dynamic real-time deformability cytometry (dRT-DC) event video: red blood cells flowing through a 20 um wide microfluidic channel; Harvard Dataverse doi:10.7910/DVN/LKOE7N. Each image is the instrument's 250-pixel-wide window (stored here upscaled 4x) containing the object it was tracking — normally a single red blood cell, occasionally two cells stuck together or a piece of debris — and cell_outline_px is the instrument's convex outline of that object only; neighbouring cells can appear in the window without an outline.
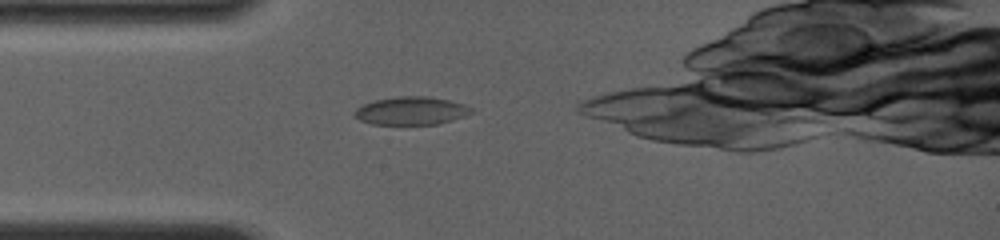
{"species": "common noctule bat (a hibernating species)", "species_latin": "Nyctalus noctula", "temperature_condition": "room temperature", "stored_images_in_passage": 25, "camera_frame_rate_fps": 4000, "um_per_image_px": 0.085, "animal": {"sex": "female", "body_mass_g": 19.0, "forearm_length_mm": 56.7}, "frame": {"image": 1, "passage_image": 2, "time_ms": 0.75, "image_size_px": [1000, 240], "cell_outline_px": [[476, 112], [452, 120], [436, 124], [372, 124], [360, 120], [352, 116], [352, 112], [356, 108], [364, 104], [376, 100], [396, 96], [428, 96], [448, 100], [464, 104], [472, 108]], "centroid_in_image_um": [34.94, 9.41], "position_along_channel_um": 50.1, "area_um2": 19.19}}
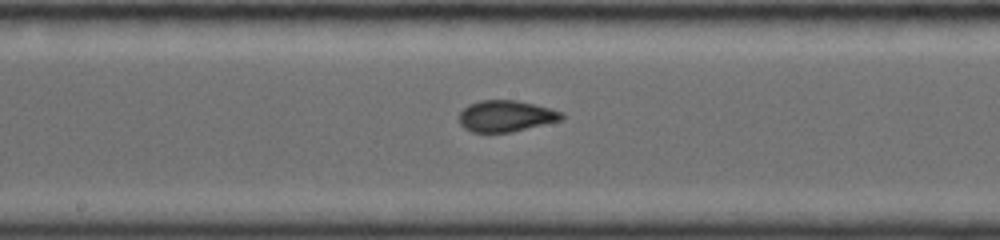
{"frame": {"image": 2, "passage_image": 11, "time_ms": 4.75, "image_size_px": [1000, 240], "cell_outline_px": [[564, 116], [560, 120], [512, 132], [472, 132], [464, 128], [460, 124], [460, 112], [468, 104], [480, 100], [516, 100], [552, 108], [564, 112]], "centroid_in_image_um": [43.01, 9.85], "position_along_channel_um": 205.2, "area_um2": 18.73}}
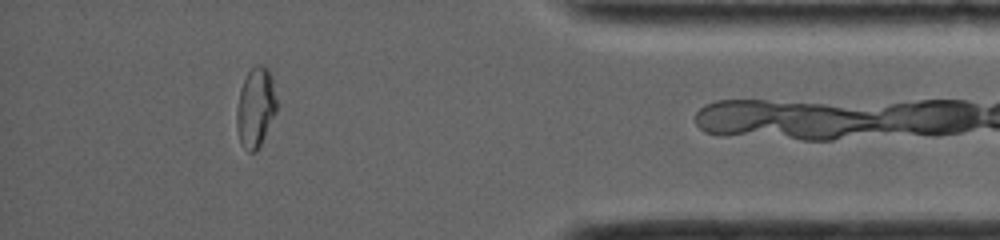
{"frame": {"image": 3, "passage_image": 22, "time_ms": 10.5, "image_size_px": [1000, 240], "cell_outline_px": [[276, 112], [256, 152], [248, 152], [244, 148], [240, 140], [236, 128], [236, 112], [240, 88], [248, 72], [256, 64], [260, 64], [268, 68], [272, 76], [276, 100]], "centroid_in_image_um": [21.71, 9.12], "position_along_channel_um": 413.5, "area_um2": 18.5}}